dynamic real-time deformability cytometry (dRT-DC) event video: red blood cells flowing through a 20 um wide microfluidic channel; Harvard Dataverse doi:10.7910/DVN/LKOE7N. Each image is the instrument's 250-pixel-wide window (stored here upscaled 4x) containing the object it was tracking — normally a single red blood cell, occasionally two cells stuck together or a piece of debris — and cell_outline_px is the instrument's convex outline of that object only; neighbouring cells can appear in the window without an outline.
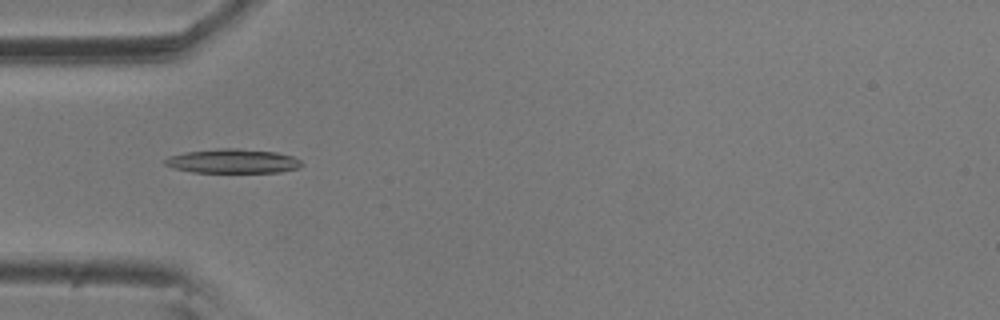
{"species": "common noctule bat (a hibernating species)", "species_latin": "Nyctalus noctula", "temperature_condition": "room temperature", "stored_images_in_passage": 14, "camera_frame_rate_fps": 3000, "um_per_image_px": 0.085, "animal": {"sex": "male", "body_mass_g": 20.5, "forearm_length_mm": 52.5}, "frame": {"image": 1, "passage_image": 4, "time_ms": 1.0, "image_size_px": [1000, 320], "cell_outline_px": [[304, 164], [300, 168], [280, 172], [192, 172], [172, 168], [164, 164], [164, 160], [168, 156], [184, 152], [220, 148], [240, 148], [276, 152], [292, 156], [300, 160]], "centroid_in_image_um": [19.78, 13.69], "position_along_channel_um": 65.2, "area_um2": 19.48}}
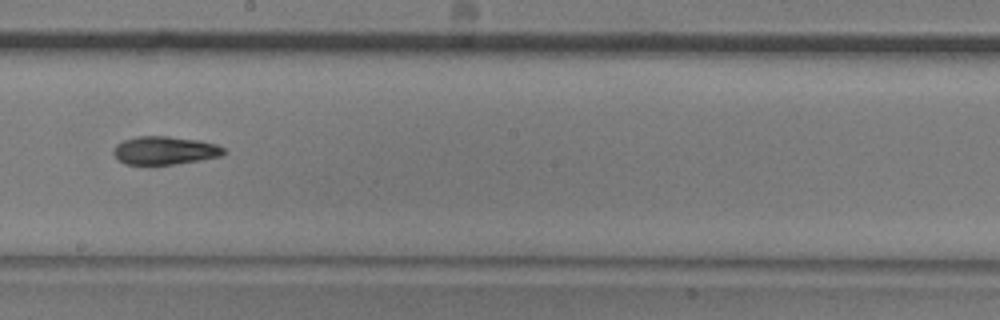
{"frame": {"image": 2, "passage_image": 8, "time_ms": 2.333, "image_size_px": [1000, 320], "cell_outline_px": [[224, 152], [220, 156], [200, 160], [176, 164], [144, 168], [124, 164], [112, 152], [116, 144], [124, 140], [136, 136], [168, 136], [196, 140], [216, 144], [224, 148]], "centroid_in_image_um": [13.92, 12.83], "position_along_channel_um": 234.3, "area_um2": 18.67}}
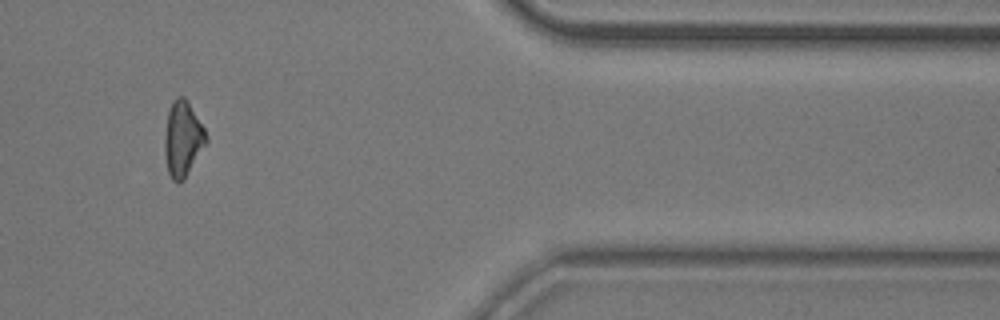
{"frame": {"image": 3, "passage_image": 12, "time_ms": 3.667, "image_size_px": [1000, 320], "cell_outline_px": [[208, 140], [184, 180], [180, 184], [172, 180], [168, 172], [164, 152], [164, 136], [168, 112], [172, 100], [176, 96], [184, 96], [188, 100], [204, 128], [208, 136]], "centroid_in_image_um": [15.53, 11.79], "position_along_channel_um": 395.9, "area_um2": 18.44}}